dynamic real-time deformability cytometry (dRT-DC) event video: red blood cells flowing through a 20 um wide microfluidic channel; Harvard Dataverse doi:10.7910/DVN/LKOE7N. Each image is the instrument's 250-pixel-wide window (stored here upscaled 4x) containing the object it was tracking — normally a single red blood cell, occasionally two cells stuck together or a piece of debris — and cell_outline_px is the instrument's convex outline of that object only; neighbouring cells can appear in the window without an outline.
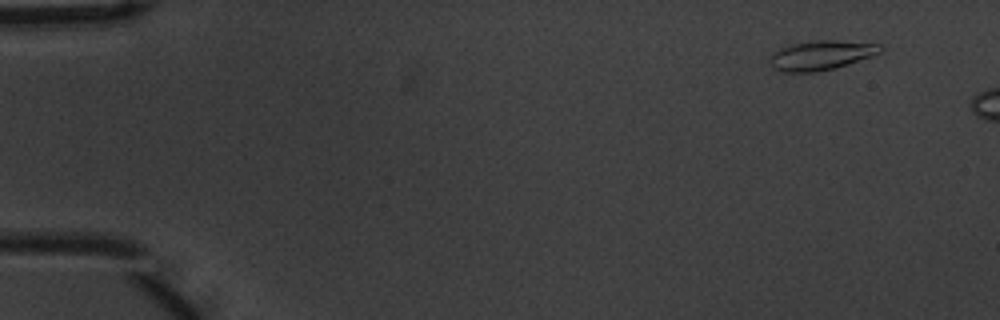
{"species": "common noctule bat (a hibernating species)", "species_latin": "Nyctalus noctula", "temperature_condition": "warm", "stored_images_in_passage": 5, "camera_frame_rate_fps": 3000, "um_per_image_px": 0.085, "animal": {"sex": "male", "body_mass_g": 20.1, "forearm_length_mm": 53.5}, "frame": {"image": 1, "passage_image": 2, "time_ms": 0.333, "image_size_px": [1000, 320], "cell_outline_px": [[884, 48], [880, 52], [872, 56], [832, 68], [816, 72], [780, 72], [772, 68], [768, 60], [772, 52], [780, 48], [792, 44], [816, 40], [836, 40], [880, 44]], "centroid_in_image_um": [69.74, 4.69], "position_along_channel_um": 15.3, "area_um2": 18.96}}